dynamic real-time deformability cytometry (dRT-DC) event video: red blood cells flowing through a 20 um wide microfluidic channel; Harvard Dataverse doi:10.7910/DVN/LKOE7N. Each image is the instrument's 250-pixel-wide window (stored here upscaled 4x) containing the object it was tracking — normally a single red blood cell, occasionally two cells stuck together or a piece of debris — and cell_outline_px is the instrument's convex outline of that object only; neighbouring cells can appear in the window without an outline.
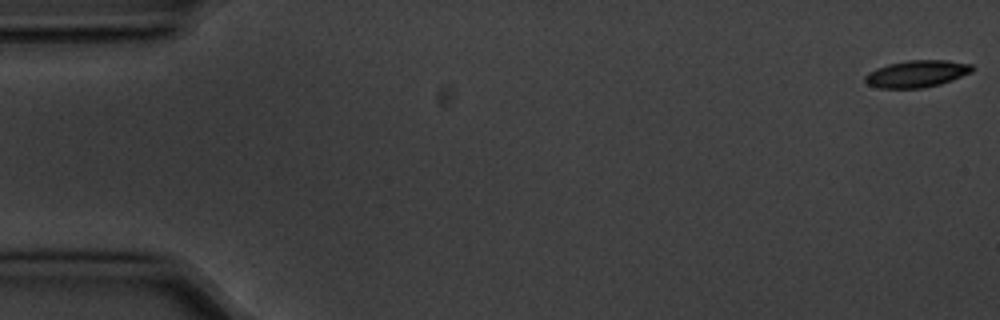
{"species": "common noctule bat (a hibernating species)", "species_latin": "Nyctalus noctula", "temperature_condition": "cold", "stored_images_in_passage": 15, "camera_frame_rate_fps": 3000, "um_per_image_px": 0.085, "animal": {"sex": "male", "body_mass_g": 20.1, "forearm_length_mm": 53.5}, "frame": {"image": 1, "passage_image": 1, "time_ms": 0.0, "image_size_px": [1000, 320], "cell_outline_px": [[976, 68], [972, 72], [952, 80], [940, 84], [924, 88], [880, 88], [868, 84], [864, 80], [864, 76], [868, 72], [876, 68], [888, 64], [908, 60], [948, 60], [972, 64]], "centroid_in_image_um": [77.95, 6.26], "position_along_channel_um": 7.0, "area_um2": 16.99}}
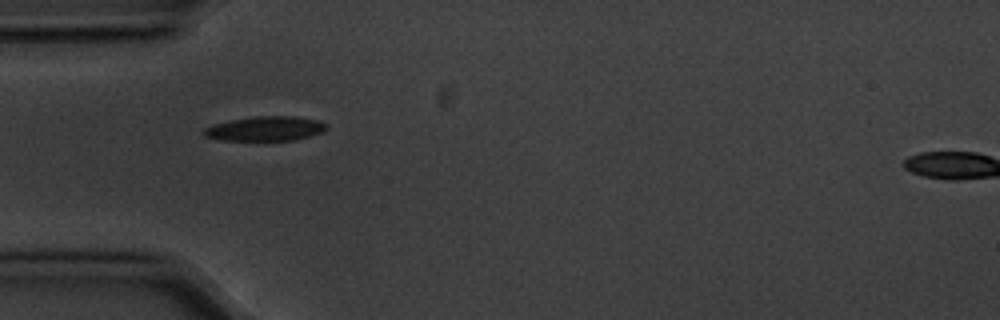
{"frame": {"image": 2, "passage_image": 5, "time_ms": 1.333, "image_size_px": [1000, 320], "cell_outline_px": [[328, 128], [324, 132], [296, 140], [224, 140], [204, 136], [204, 128], [212, 124], [252, 116], [296, 116], [316, 120], [328, 124]], "centroid_in_image_um": [22.6, 10.93], "position_along_channel_um": 62.4, "area_um2": 17.57}}
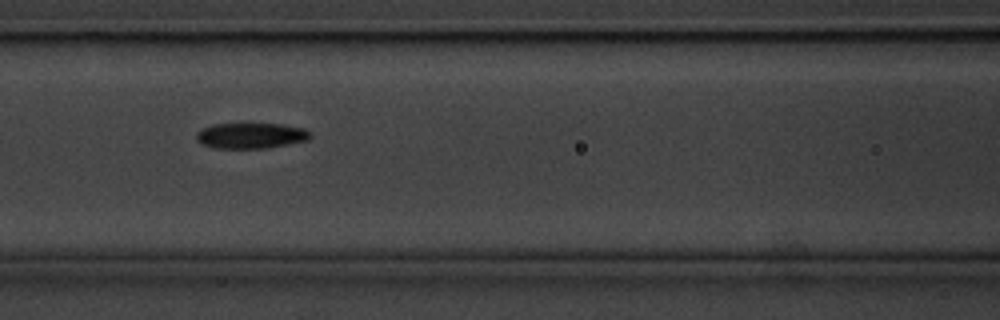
{"frame": {"image": 3, "passage_image": 7, "time_ms": 2.0, "image_size_px": [1000, 320], "cell_outline_px": [[312, 136], [308, 140], [268, 148], [216, 148], [200, 144], [196, 140], [196, 132], [200, 128], [212, 124], [244, 120], [284, 124], [304, 128], [312, 132]], "centroid_in_image_um": [21.3, 11.46], "position_along_channel_um": 145.3, "area_um2": 18.32}}